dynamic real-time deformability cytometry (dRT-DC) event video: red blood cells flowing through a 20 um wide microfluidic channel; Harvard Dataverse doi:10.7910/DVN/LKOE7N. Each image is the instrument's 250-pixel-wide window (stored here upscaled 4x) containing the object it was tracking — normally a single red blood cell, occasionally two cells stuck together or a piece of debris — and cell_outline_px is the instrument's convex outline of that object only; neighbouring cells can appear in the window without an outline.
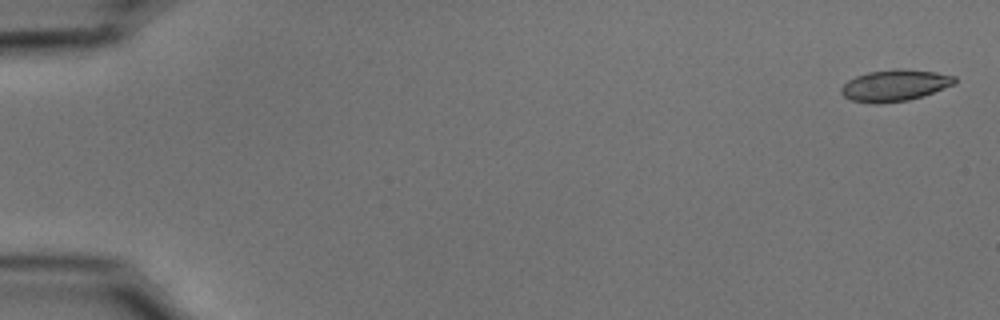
{"species": "common noctule bat (a hibernating species)", "species_latin": "Nyctalus noctula", "temperature_condition": "cold", "stored_images_in_passage": 54, "camera_frame_rate_fps": 3000, "um_per_image_px": 0.085, "animal": {"sex": "male", "body_mass_g": 15.6}, "frame": {"image": 1, "passage_image": 1, "time_ms": 0.0, "image_size_px": [1000, 320], "cell_outline_px": [[956, 84], [908, 100], [876, 104], [872, 104], [852, 100], [844, 96], [840, 92], [840, 88], [848, 80], [856, 76], [868, 72], [896, 68], [900, 68], [936, 72], [956, 76]], "centroid_in_image_um": [76.04, 7.25], "position_along_channel_um": 9.0, "area_um2": 20.81}}
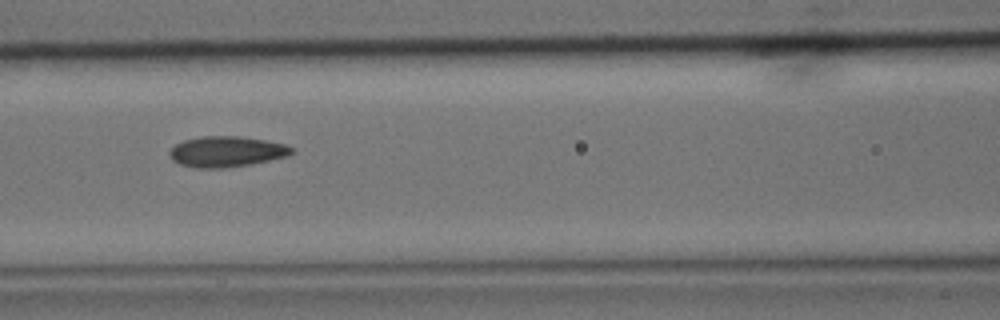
{"frame": {"image": 2, "passage_image": 24, "time_ms": 7.667, "image_size_px": [1000, 320], "cell_outline_px": [[292, 152], [284, 156], [268, 160], [248, 164], [224, 168], [196, 168], [180, 164], [172, 160], [168, 152], [176, 144], [184, 140], [200, 136], [240, 136], [264, 140], [284, 144], [292, 148]], "centroid_in_image_um": [19.18, 12.88], "position_along_channel_um": 147.4, "area_um2": 21.5}}
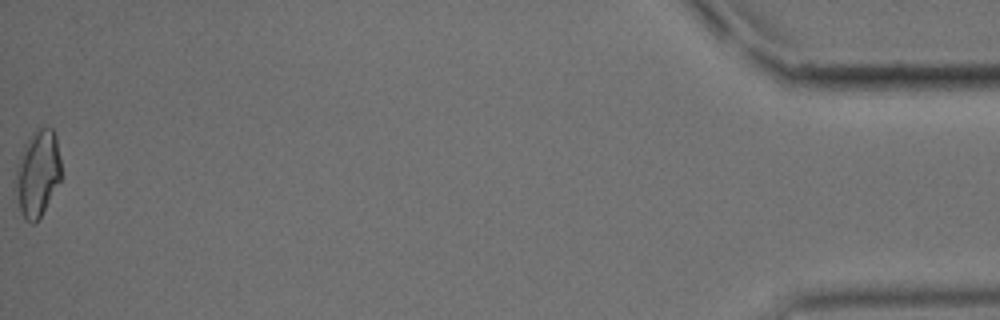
{"frame": {"image": 3, "passage_image": 54, "time_ms": 17.667, "image_size_px": [1000, 320], "cell_outline_px": [[60, 180], [36, 224], [32, 224], [24, 216], [20, 208], [12, 180], [20, 152], [24, 144], [32, 132], [36, 128], [52, 128], [56, 136], [60, 160]], "centroid_in_image_um": [3.15, 14.7], "position_along_channel_um": 432.0, "area_um2": 23.06}, "authors_computed_cell_mechanics": {"area_um2": 21.1548, "velocity_mm_per_s": 3.7447, "shape_relaxation_time_tau1_ms": 5.0448, "shape_relaxation_time_tau2_ms": 3.0138, "deformation_change_tau1": 0.129, "deformation_change_tau2": 0.087}}